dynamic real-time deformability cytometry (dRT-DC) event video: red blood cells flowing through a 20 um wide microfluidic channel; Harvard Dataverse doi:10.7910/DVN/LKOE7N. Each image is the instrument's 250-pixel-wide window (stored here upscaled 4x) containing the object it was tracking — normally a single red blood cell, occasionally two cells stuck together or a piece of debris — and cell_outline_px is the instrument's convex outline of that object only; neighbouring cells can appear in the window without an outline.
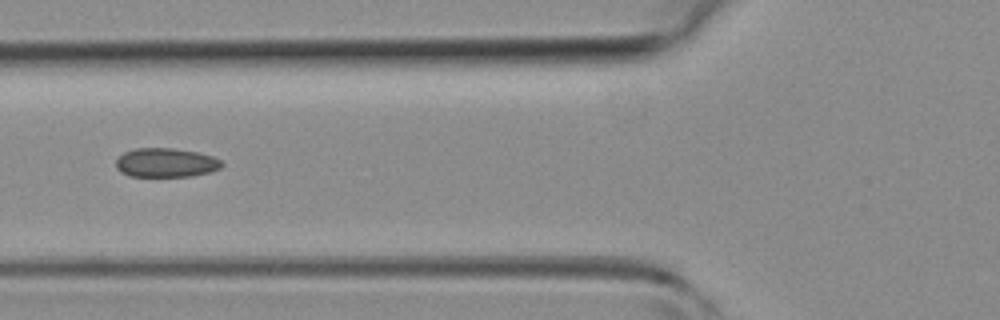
{"species": "common noctule bat (a hibernating species)", "species_latin": "Nyctalus noctula", "temperature_condition": "room temperature", "stored_images_in_passage": 3, "camera_frame_rate_fps": 3000, "um_per_image_px": 0.085, "animal": {"sex": "female", "body_mass_g": 19.3, "forearm_length_mm": 54.1}, "frame": {"image": 1, "passage_image": 3, "time_ms": 2.333, "image_size_px": [1000, 320], "cell_outline_px": [[224, 164], [220, 168], [212, 172], [192, 176], [128, 176], [120, 172], [116, 168], [116, 160], [124, 152], [136, 148], [172, 148], [196, 152], [212, 156], [220, 160]], "centroid_in_image_um": [14.1, 13.83], "position_along_channel_um": 111.7, "area_um2": 17.98}}